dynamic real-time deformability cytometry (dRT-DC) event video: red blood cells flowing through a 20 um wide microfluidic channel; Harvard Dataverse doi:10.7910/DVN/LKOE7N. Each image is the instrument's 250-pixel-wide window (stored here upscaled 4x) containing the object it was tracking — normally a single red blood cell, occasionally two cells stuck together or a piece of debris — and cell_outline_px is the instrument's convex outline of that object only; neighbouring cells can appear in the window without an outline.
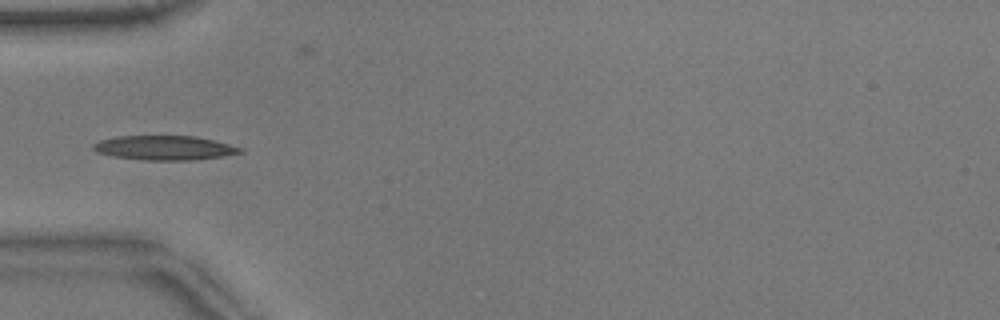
{"species": "common noctule bat (a hibernating species)", "species_latin": "Nyctalus noctula", "temperature_condition": "warm", "stored_images_in_passage": 2, "camera_frame_rate_fps": 3000, "um_per_image_px": 0.085, "animal": {"sex": "male", "body_mass_g": 17.9}, "frame": {"image": 1, "passage_image": 1, "time_ms": 0.0, "image_size_px": [1000, 320], "cell_outline_px": [[244, 152], [220, 156], [192, 160], [144, 160], [116, 156], [96, 152], [92, 148], [92, 144], [100, 140], [116, 136], [196, 136], [244, 148]], "centroid_in_image_um": [13.96, 12.56], "position_along_channel_um": 71.0, "area_um2": 20.69}}